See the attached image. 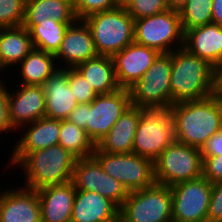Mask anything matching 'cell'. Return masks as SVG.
<instances>
[{
    "instance_id": "5bb4252c",
    "label": "cell",
    "mask_w": 222,
    "mask_h": 222,
    "mask_svg": "<svg viewBox=\"0 0 222 222\" xmlns=\"http://www.w3.org/2000/svg\"><path fill=\"white\" fill-rule=\"evenodd\" d=\"M61 129V120L40 118L30 124L24 125L17 131V136L9 147V159L3 163L4 169L11 170L27 153L47 149L50 146L59 144V134ZM22 133V134H20ZM19 135V137H18ZM15 143V144H14Z\"/></svg>"
},
{
    "instance_id": "2e32d148",
    "label": "cell",
    "mask_w": 222,
    "mask_h": 222,
    "mask_svg": "<svg viewBox=\"0 0 222 222\" xmlns=\"http://www.w3.org/2000/svg\"><path fill=\"white\" fill-rule=\"evenodd\" d=\"M98 55L89 26L84 20L77 19L68 26L54 57L58 67L66 69L75 68Z\"/></svg>"
},
{
    "instance_id": "4dcf8cb0",
    "label": "cell",
    "mask_w": 222,
    "mask_h": 222,
    "mask_svg": "<svg viewBox=\"0 0 222 222\" xmlns=\"http://www.w3.org/2000/svg\"><path fill=\"white\" fill-rule=\"evenodd\" d=\"M26 0H0V28L23 24Z\"/></svg>"
},
{
    "instance_id": "6da1fadb",
    "label": "cell",
    "mask_w": 222,
    "mask_h": 222,
    "mask_svg": "<svg viewBox=\"0 0 222 222\" xmlns=\"http://www.w3.org/2000/svg\"><path fill=\"white\" fill-rule=\"evenodd\" d=\"M170 110L177 142L201 149L222 129L221 96L217 93L200 100L174 103Z\"/></svg>"
},
{
    "instance_id": "9a60e30c",
    "label": "cell",
    "mask_w": 222,
    "mask_h": 222,
    "mask_svg": "<svg viewBox=\"0 0 222 222\" xmlns=\"http://www.w3.org/2000/svg\"><path fill=\"white\" fill-rule=\"evenodd\" d=\"M8 84H11L8 87V117L15 132L24 125L45 117L43 86L17 84L15 88L11 82Z\"/></svg>"
},
{
    "instance_id": "d6986e66",
    "label": "cell",
    "mask_w": 222,
    "mask_h": 222,
    "mask_svg": "<svg viewBox=\"0 0 222 222\" xmlns=\"http://www.w3.org/2000/svg\"><path fill=\"white\" fill-rule=\"evenodd\" d=\"M183 47L218 70L222 66V26L211 23L184 32Z\"/></svg>"
},
{
    "instance_id": "7a4b0ae2",
    "label": "cell",
    "mask_w": 222,
    "mask_h": 222,
    "mask_svg": "<svg viewBox=\"0 0 222 222\" xmlns=\"http://www.w3.org/2000/svg\"><path fill=\"white\" fill-rule=\"evenodd\" d=\"M171 102L200 100L216 93L217 70L184 47L171 52Z\"/></svg>"
},
{
    "instance_id": "30bf717a",
    "label": "cell",
    "mask_w": 222,
    "mask_h": 222,
    "mask_svg": "<svg viewBox=\"0 0 222 222\" xmlns=\"http://www.w3.org/2000/svg\"><path fill=\"white\" fill-rule=\"evenodd\" d=\"M93 156L103 170L118 180L128 192L144 189L155 183L153 162L131 153L102 152L97 146Z\"/></svg>"
},
{
    "instance_id": "836d02e7",
    "label": "cell",
    "mask_w": 222,
    "mask_h": 222,
    "mask_svg": "<svg viewBox=\"0 0 222 222\" xmlns=\"http://www.w3.org/2000/svg\"><path fill=\"white\" fill-rule=\"evenodd\" d=\"M134 20L161 13L168 8L166 0H134L127 8Z\"/></svg>"
},
{
    "instance_id": "e575fe53",
    "label": "cell",
    "mask_w": 222,
    "mask_h": 222,
    "mask_svg": "<svg viewBox=\"0 0 222 222\" xmlns=\"http://www.w3.org/2000/svg\"><path fill=\"white\" fill-rule=\"evenodd\" d=\"M6 82L7 78H0V137L2 138L4 135L12 133L9 136L14 137L15 139L14 135L17 133L11 128L8 117V84Z\"/></svg>"
},
{
    "instance_id": "3957f363",
    "label": "cell",
    "mask_w": 222,
    "mask_h": 222,
    "mask_svg": "<svg viewBox=\"0 0 222 222\" xmlns=\"http://www.w3.org/2000/svg\"><path fill=\"white\" fill-rule=\"evenodd\" d=\"M76 157L61 145L27 153L12 169H21L19 184L32 190L72 181Z\"/></svg>"
},
{
    "instance_id": "f35d334b",
    "label": "cell",
    "mask_w": 222,
    "mask_h": 222,
    "mask_svg": "<svg viewBox=\"0 0 222 222\" xmlns=\"http://www.w3.org/2000/svg\"><path fill=\"white\" fill-rule=\"evenodd\" d=\"M67 120L76 124L79 128L86 131L87 134V103L78 104L72 111Z\"/></svg>"
},
{
    "instance_id": "b9f144b4",
    "label": "cell",
    "mask_w": 222,
    "mask_h": 222,
    "mask_svg": "<svg viewBox=\"0 0 222 222\" xmlns=\"http://www.w3.org/2000/svg\"><path fill=\"white\" fill-rule=\"evenodd\" d=\"M216 93L222 96V66L217 70L216 75Z\"/></svg>"
},
{
    "instance_id": "4fadbf2b",
    "label": "cell",
    "mask_w": 222,
    "mask_h": 222,
    "mask_svg": "<svg viewBox=\"0 0 222 222\" xmlns=\"http://www.w3.org/2000/svg\"><path fill=\"white\" fill-rule=\"evenodd\" d=\"M72 182L76 190L98 193L110 199L119 208L129 193L118 180L103 170L94 156L76 159Z\"/></svg>"
},
{
    "instance_id": "8d00e7d4",
    "label": "cell",
    "mask_w": 222,
    "mask_h": 222,
    "mask_svg": "<svg viewBox=\"0 0 222 222\" xmlns=\"http://www.w3.org/2000/svg\"><path fill=\"white\" fill-rule=\"evenodd\" d=\"M203 157V177L214 184L222 181V155L202 156Z\"/></svg>"
},
{
    "instance_id": "ba28073f",
    "label": "cell",
    "mask_w": 222,
    "mask_h": 222,
    "mask_svg": "<svg viewBox=\"0 0 222 222\" xmlns=\"http://www.w3.org/2000/svg\"><path fill=\"white\" fill-rule=\"evenodd\" d=\"M171 52L161 53L140 80L128 88L133 106L142 109L170 108Z\"/></svg>"
},
{
    "instance_id": "7bdbcfd3",
    "label": "cell",
    "mask_w": 222,
    "mask_h": 222,
    "mask_svg": "<svg viewBox=\"0 0 222 222\" xmlns=\"http://www.w3.org/2000/svg\"><path fill=\"white\" fill-rule=\"evenodd\" d=\"M117 5L121 8H127L134 0H116Z\"/></svg>"
},
{
    "instance_id": "d6a6232c",
    "label": "cell",
    "mask_w": 222,
    "mask_h": 222,
    "mask_svg": "<svg viewBox=\"0 0 222 222\" xmlns=\"http://www.w3.org/2000/svg\"><path fill=\"white\" fill-rule=\"evenodd\" d=\"M75 15L83 20L97 12L108 11L118 7L116 0H72Z\"/></svg>"
},
{
    "instance_id": "60d3db41",
    "label": "cell",
    "mask_w": 222,
    "mask_h": 222,
    "mask_svg": "<svg viewBox=\"0 0 222 222\" xmlns=\"http://www.w3.org/2000/svg\"><path fill=\"white\" fill-rule=\"evenodd\" d=\"M166 2L169 9L179 11L187 0H166Z\"/></svg>"
},
{
    "instance_id": "603a6c76",
    "label": "cell",
    "mask_w": 222,
    "mask_h": 222,
    "mask_svg": "<svg viewBox=\"0 0 222 222\" xmlns=\"http://www.w3.org/2000/svg\"><path fill=\"white\" fill-rule=\"evenodd\" d=\"M33 49L30 31L23 25L0 28V78H6L7 71L12 75L15 67Z\"/></svg>"
},
{
    "instance_id": "52a82bcc",
    "label": "cell",
    "mask_w": 222,
    "mask_h": 222,
    "mask_svg": "<svg viewBox=\"0 0 222 222\" xmlns=\"http://www.w3.org/2000/svg\"><path fill=\"white\" fill-rule=\"evenodd\" d=\"M119 222H172L170 187L158 183L130 191L119 210Z\"/></svg>"
},
{
    "instance_id": "8fae6325",
    "label": "cell",
    "mask_w": 222,
    "mask_h": 222,
    "mask_svg": "<svg viewBox=\"0 0 222 222\" xmlns=\"http://www.w3.org/2000/svg\"><path fill=\"white\" fill-rule=\"evenodd\" d=\"M212 188L203 176L171 186L172 222H208Z\"/></svg>"
},
{
    "instance_id": "cb8c5ba5",
    "label": "cell",
    "mask_w": 222,
    "mask_h": 222,
    "mask_svg": "<svg viewBox=\"0 0 222 222\" xmlns=\"http://www.w3.org/2000/svg\"><path fill=\"white\" fill-rule=\"evenodd\" d=\"M15 68V74L12 75L14 78L10 74L9 76L6 75L8 77L7 81L10 82L11 80L13 86L16 84L43 86L45 81L59 69L53 54L36 48H34ZM11 78H13V81Z\"/></svg>"
},
{
    "instance_id": "9c48e42d",
    "label": "cell",
    "mask_w": 222,
    "mask_h": 222,
    "mask_svg": "<svg viewBox=\"0 0 222 222\" xmlns=\"http://www.w3.org/2000/svg\"><path fill=\"white\" fill-rule=\"evenodd\" d=\"M134 41L160 53H170L183 47L184 32L179 11L167 9L135 20Z\"/></svg>"
},
{
    "instance_id": "484cf974",
    "label": "cell",
    "mask_w": 222,
    "mask_h": 222,
    "mask_svg": "<svg viewBox=\"0 0 222 222\" xmlns=\"http://www.w3.org/2000/svg\"><path fill=\"white\" fill-rule=\"evenodd\" d=\"M52 18L59 23L73 24L77 17L72 0H26L23 26L29 31L39 21Z\"/></svg>"
},
{
    "instance_id": "5b68a950",
    "label": "cell",
    "mask_w": 222,
    "mask_h": 222,
    "mask_svg": "<svg viewBox=\"0 0 222 222\" xmlns=\"http://www.w3.org/2000/svg\"><path fill=\"white\" fill-rule=\"evenodd\" d=\"M175 141V126L170 108H140V119L133 143L134 154L154 162L163 150Z\"/></svg>"
},
{
    "instance_id": "83f0119b",
    "label": "cell",
    "mask_w": 222,
    "mask_h": 222,
    "mask_svg": "<svg viewBox=\"0 0 222 222\" xmlns=\"http://www.w3.org/2000/svg\"><path fill=\"white\" fill-rule=\"evenodd\" d=\"M69 25L71 24L59 23L52 18L39 21L30 30L34 48L55 55Z\"/></svg>"
},
{
    "instance_id": "1f68e13d",
    "label": "cell",
    "mask_w": 222,
    "mask_h": 222,
    "mask_svg": "<svg viewBox=\"0 0 222 222\" xmlns=\"http://www.w3.org/2000/svg\"><path fill=\"white\" fill-rule=\"evenodd\" d=\"M68 83L79 104L90 103L98 95L76 68H68Z\"/></svg>"
},
{
    "instance_id": "74e56055",
    "label": "cell",
    "mask_w": 222,
    "mask_h": 222,
    "mask_svg": "<svg viewBox=\"0 0 222 222\" xmlns=\"http://www.w3.org/2000/svg\"><path fill=\"white\" fill-rule=\"evenodd\" d=\"M202 156L222 155V129L213 134L200 149Z\"/></svg>"
},
{
    "instance_id": "7c38bea8",
    "label": "cell",
    "mask_w": 222,
    "mask_h": 222,
    "mask_svg": "<svg viewBox=\"0 0 222 222\" xmlns=\"http://www.w3.org/2000/svg\"><path fill=\"white\" fill-rule=\"evenodd\" d=\"M131 105L129 90L125 88L97 95L87 103V136L95 146Z\"/></svg>"
},
{
    "instance_id": "ac0fdd59",
    "label": "cell",
    "mask_w": 222,
    "mask_h": 222,
    "mask_svg": "<svg viewBox=\"0 0 222 222\" xmlns=\"http://www.w3.org/2000/svg\"><path fill=\"white\" fill-rule=\"evenodd\" d=\"M161 53L154 48L133 41L112 56L117 82L128 89L140 80Z\"/></svg>"
},
{
    "instance_id": "277c9868",
    "label": "cell",
    "mask_w": 222,
    "mask_h": 222,
    "mask_svg": "<svg viewBox=\"0 0 222 222\" xmlns=\"http://www.w3.org/2000/svg\"><path fill=\"white\" fill-rule=\"evenodd\" d=\"M89 26L96 51L112 57L134 41L135 20L127 9L116 7L83 19Z\"/></svg>"
},
{
    "instance_id": "ffe728a7",
    "label": "cell",
    "mask_w": 222,
    "mask_h": 222,
    "mask_svg": "<svg viewBox=\"0 0 222 222\" xmlns=\"http://www.w3.org/2000/svg\"><path fill=\"white\" fill-rule=\"evenodd\" d=\"M45 93V117L67 120L79 104L68 83V68H59L43 85Z\"/></svg>"
},
{
    "instance_id": "f546056e",
    "label": "cell",
    "mask_w": 222,
    "mask_h": 222,
    "mask_svg": "<svg viewBox=\"0 0 222 222\" xmlns=\"http://www.w3.org/2000/svg\"><path fill=\"white\" fill-rule=\"evenodd\" d=\"M183 32L212 23V0H187L179 10Z\"/></svg>"
},
{
    "instance_id": "e0dca14e",
    "label": "cell",
    "mask_w": 222,
    "mask_h": 222,
    "mask_svg": "<svg viewBox=\"0 0 222 222\" xmlns=\"http://www.w3.org/2000/svg\"><path fill=\"white\" fill-rule=\"evenodd\" d=\"M0 190V222H41V206L36 190L22 185Z\"/></svg>"
},
{
    "instance_id": "44dd1931",
    "label": "cell",
    "mask_w": 222,
    "mask_h": 222,
    "mask_svg": "<svg viewBox=\"0 0 222 222\" xmlns=\"http://www.w3.org/2000/svg\"><path fill=\"white\" fill-rule=\"evenodd\" d=\"M120 208L102 195L76 190L71 222H119Z\"/></svg>"
},
{
    "instance_id": "f1b7e54d",
    "label": "cell",
    "mask_w": 222,
    "mask_h": 222,
    "mask_svg": "<svg viewBox=\"0 0 222 222\" xmlns=\"http://www.w3.org/2000/svg\"><path fill=\"white\" fill-rule=\"evenodd\" d=\"M59 145L68 150L77 159L93 156L95 144L86 131L68 120H61Z\"/></svg>"
},
{
    "instance_id": "7402d4cb",
    "label": "cell",
    "mask_w": 222,
    "mask_h": 222,
    "mask_svg": "<svg viewBox=\"0 0 222 222\" xmlns=\"http://www.w3.org/2000/svg\"><path fill=\"white\" fill-rule=\"evenodd\" d=\"M41 222H71L76 189L74 183L48 186L37 191Z\"/></svg>"
},
{
    "instance_id": "4316f807",
    "label": "cell",
    "mask_w": 222,
    "mask_h": 222,
    "mask_svg": "<svg viewBox=\"0 0 222 222\" xmlns=\"http://www.w3.org/2000/svg\"><path fill=\"white\" fill-rule=\"evenodd\" d=\"M75 68L92 85L98 95L113 93L121 88L110 56L98 55Z\"/></svg>"
},
{
    "instance_id": "ab89813d",
    "label": "cell",
    "mask_w": 222,
    "mask_h": 222,
    "mask_svg": "<svg viewBox=\"0 0 222 222\" xmlns=\"http://www.w3.org/2000/svg\"><path fill=\"white\" fill-rule=\"evenodd\" d=\"M212 23L222 26V0H212Z\"/></svg>"
},
{
    "instance_id": "d590c367",
    "label": "cell",
    "mask_w": 222,
    "mask_h": 222,
    "mask_svg": "<svg viewBox=\"0 0 222 222\" xmlns=\"http://www.w3.org/2000/svg\"><path fill=\"white\" fill-rule=\"evenodd\" d=\"M207 216L208 222H222V181L213 184Z\"/></svg>"
},
{
    "instance_id": "d4e9b609",
    "label": "cell",
    "mask_w": 222,
    "mask_h": 222,
    "mask_svg": "<svg viewBox=\"0 0 222 222\" xmlns=\"http://www.w3.org/2000/svg\"><path fill=\"white\" fill-rule=\"evenodd\" d=\"M139 119L140 107L131 105L96 146L102 152L131 153Z\"/></svg>"
},
{
    "instance_id": "8992f818",
    "label": "cell",
    "mask_w": 222,
    "mask_h": 222,
    "mask_svg": "<svg viewBox=\"0 0 222 222\" xmlns=\"http://www.w3.org/2000/svg\"><path fill=\"white\" fill-rule=\"evenodd\" d=\"M155 183L171 187L203 175V157L199 148L175 141L153 162Z\"/></svg>"
}]
</instances>
